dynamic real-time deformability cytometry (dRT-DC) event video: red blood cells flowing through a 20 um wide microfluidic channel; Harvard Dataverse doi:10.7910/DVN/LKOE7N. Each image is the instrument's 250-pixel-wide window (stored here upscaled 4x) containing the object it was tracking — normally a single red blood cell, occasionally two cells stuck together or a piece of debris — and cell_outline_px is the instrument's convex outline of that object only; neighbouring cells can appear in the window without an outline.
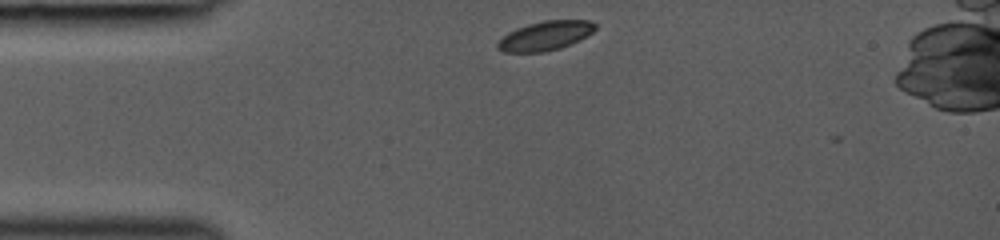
{"species": "common noctule bat (a hibernating species)", "species_latin": "Nyctalus noctula", "temperature_condition": "room temperature", "stored_images_in_passage": 3, "camera_frame_rate_fps": 3000, "um_per_image_px": 0.085, "animal": {"sex": "female", "body_mass_g": 19.0, "forearm_length_mm": 53.3}, "frame": {"image": 1, "passage_image": 1, "time_ms": 0.0, "image_size_px": [1000, 240], "cell_outline_px": [[596, 28], [588, 36], [572, 44], [560, 48], [544, 52], [500, 52], [496, 48], [496, 44], [508, 32], [516, 28], [528, 24], [544, 20], [588, 20], [596, 24]], "centroid_in_image_um": [46.35, 3.05], "position_along_channel_um": 38.7, "area_um2": 16.76}}